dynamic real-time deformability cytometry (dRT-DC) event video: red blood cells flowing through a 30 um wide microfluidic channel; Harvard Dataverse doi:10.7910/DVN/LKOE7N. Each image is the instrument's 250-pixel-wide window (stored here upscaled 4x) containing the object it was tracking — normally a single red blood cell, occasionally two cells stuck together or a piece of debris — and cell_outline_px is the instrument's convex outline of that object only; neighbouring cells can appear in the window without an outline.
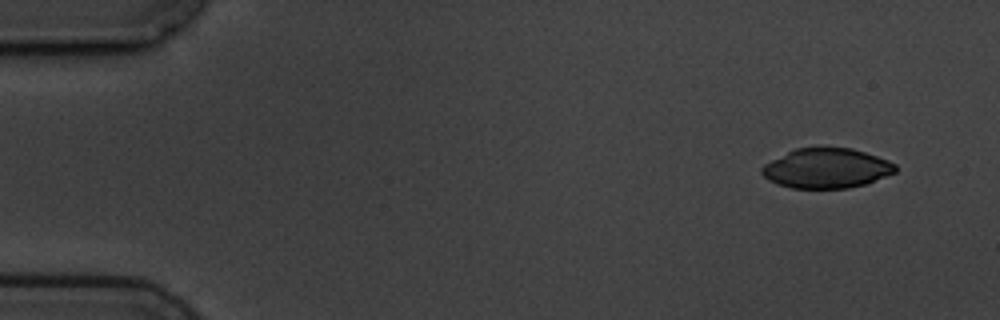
{"species": "common noctule bat (a hibernating species)", "species_latin": "Nyctalus noctula", "temperature_condition": "cold", "stored_images_in_passage": 4, "camera_frame_rate_fps": 3000, "um_per_image_px": 0.085, "animal": {"sex": "male", "body_mass_g": 19.5, "forearm_length_mm": 54.6}, "frame": {"image": 1, "passage_image": 1, "time_ms": 0.0, "image_size_px": [1000, 320], "cell_outline_px": [[896, 172], [864, 184], [848, 188], [792, 188], [776, 184], [768, 180], [760, 172], [760, 168], [764, 164], [796, 148], [816, 144], [820, 144], [852, 148], [888, 160], [896, 164]], "centroid_in_image_um": [70.22, 14.26], "position_along_channel_um": 14.8, "area_um2": 31.62}}